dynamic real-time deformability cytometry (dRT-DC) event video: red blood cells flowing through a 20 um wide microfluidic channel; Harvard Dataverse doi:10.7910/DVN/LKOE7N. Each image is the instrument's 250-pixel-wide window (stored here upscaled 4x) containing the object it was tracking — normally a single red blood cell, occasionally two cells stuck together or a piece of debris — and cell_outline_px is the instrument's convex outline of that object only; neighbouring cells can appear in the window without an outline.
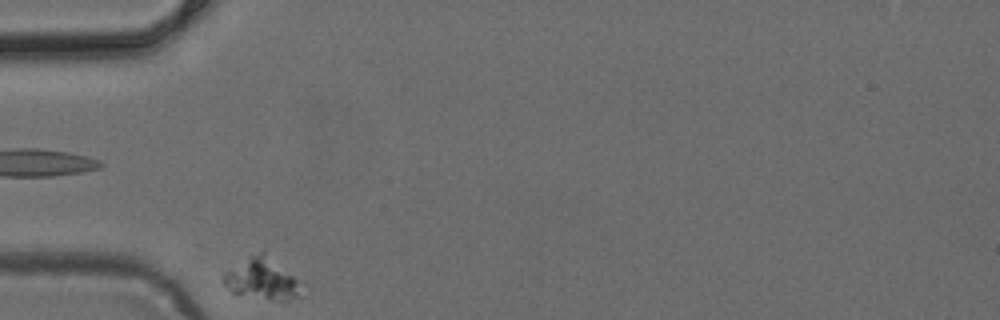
{"species": "common noctule bat (a hibernating species)", "species_latin": "Nyctalus noctula", "temperature_condition": "cold", "stored_images_in_passage": 8, "camera_frame_rate_fps": 3000, "um_per_image_px": 0.085, "animal": {"sex": "female", "body_mass_g": 24.6, "forearm_length_mm": 56.2}, "frame": {"image": 1, "passage_image": 4, "time_ms": 1.0, "image_size_px": [1000, 320], "cell_outline_px": [[296, 296], [288, 300], [272, 300], [236, 296], [220, 280], [220, 276], [224, 272], [252, 256], [260, 252], [264, 252], [292, 276], [296, 280]], "centroid_in_image_um": [22.11, 23.75], "position_along_channel_um": 62.9, "area_um2": 17.98}}
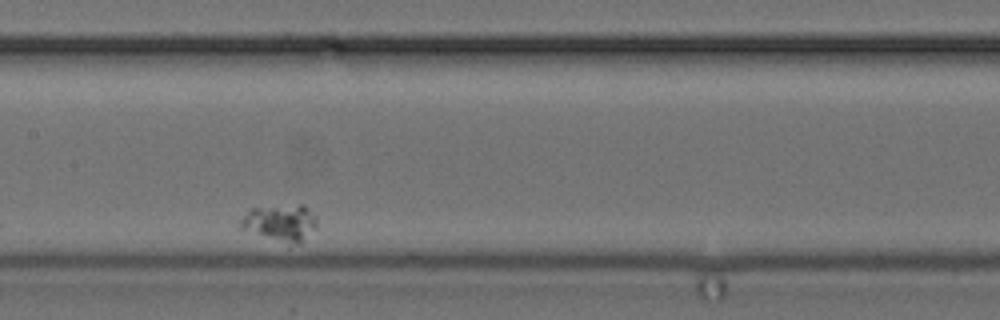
{"frame": {"image": 2, "passage_image": 7, "time_ms": 2.0, "image_size_px": [1000, 320], "cell_outline_px": [[316, 228], [300, 244], [288, 248], [240, 228], [240, 220], [252, 208], [300, 204], [304, 204], [316, 216]], "centroid_in_image_um": [23.86, 19.01], "position_along_channel_um": 183.5, "area_um2": 17.05}}
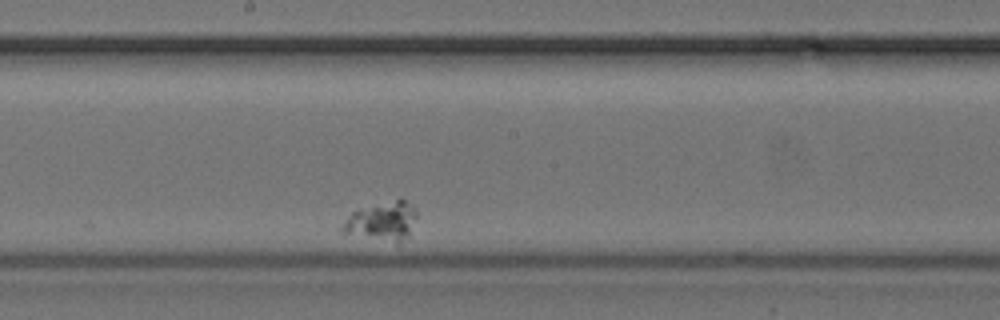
{"frame": {"image": 3, "passage_image": 8, "time_ms": 2.333, "image_size_px": [1000, 320], "cell_outline_px": [[416, 216], [408, 236], [400, 244], [396, 244], [344, 232], [340, 228], [352, 212], [356, 208], [400, 196], [416, 212]], "centroid_in_image_um": [32.48, 18.77], "position_along_channel_um": 215.7, "area_um2": 17.11}}